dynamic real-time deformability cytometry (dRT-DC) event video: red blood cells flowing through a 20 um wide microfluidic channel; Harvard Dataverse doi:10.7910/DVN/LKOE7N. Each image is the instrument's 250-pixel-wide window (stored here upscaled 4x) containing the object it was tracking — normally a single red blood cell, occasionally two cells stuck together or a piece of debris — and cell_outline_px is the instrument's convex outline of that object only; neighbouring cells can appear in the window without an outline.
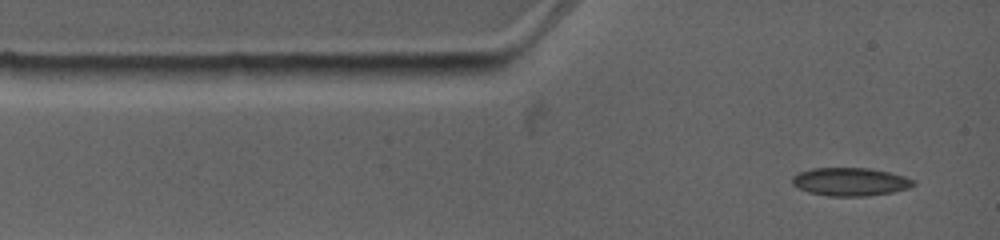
{"species": "common noctule bat (a hibernating species)", "species_latin": "Nyctalus noctula", "temperature_condition": "warm", "stored_images_in_passage": 3, "camera_frame_rate_fps": 4500, "um_per_image_px": 0.085, "animal": {"sex": "female", "body_mass_g": 19.0, "forearm_length_mm": 53.3}, "frame": {"image": 1, "passage_image": 1, "time_ms": 0.0, "image_size_px": [1000, 240], "cell_outline_px": [[916, 184], [908, 188], [892, 192], [864, 196], [828, 196], [808, 192], [792, 184], [792, 176], [800, 172], [812, 168], [868, 168], [888, 172], [904, 176], [916, 180]], "centroid_in_image_um": [72.28, 15.45], "position_along_channel_um": 12.7, "area_um2": 19.83}}
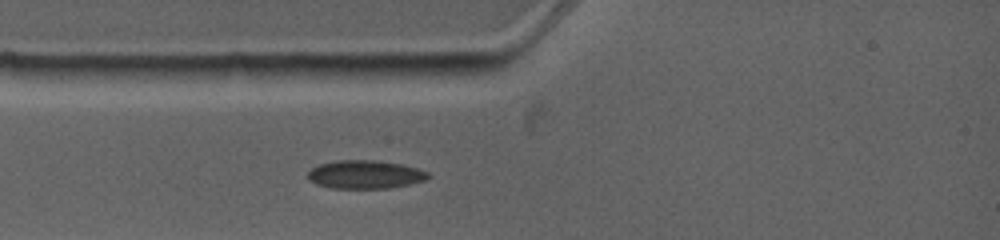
{"frame": {"image": 2, "passage_image": 3, "time_ms": 1.778, "image_size_px": [1000, 240], "cell_outline_px": [[432, 176], [424, 180], [408, 184], [388, 188], [332, 188], [316, 184], [308, 180], [308, 172], [312, 168], [320, 164], [336, 160], [376, 160], [400, 164], [416, 168], [428, 172]], "centroid_in_image_um": [31.01, 14.83], "position_along_channel_um": 54.0, "area_um2": 19.77}}